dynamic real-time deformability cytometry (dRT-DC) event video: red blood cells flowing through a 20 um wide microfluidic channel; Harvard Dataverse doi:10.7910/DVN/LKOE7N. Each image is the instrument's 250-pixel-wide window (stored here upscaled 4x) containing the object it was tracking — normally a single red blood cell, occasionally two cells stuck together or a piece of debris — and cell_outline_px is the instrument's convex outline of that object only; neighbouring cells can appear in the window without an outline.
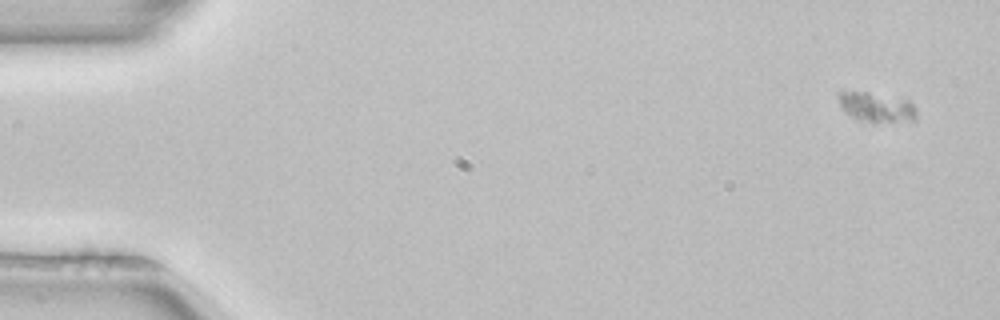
{"species": "common noctule bat (a hibernating species)", "species_latin": "Nyctalus noctula", "temperature_condition": "room temperature", "stored_images_in_passage": 5, "camera_frame_rate_fps": 3000, "um_per_image_px": 0.085, "animal": {"sex": "female", "body_mass_g": 22.7, "forearm_length_mm": 54.2}, "frame": {"image": 1, "passage_image": 1, "time_ms": 0.0, "image_size_px": [1000, 320], "cell_outline_px": [[916, 120], [876, 124], [872, 124], [856, 120], [840, 104], [836, 96], [840, 92], [868, 92], [908, 100], [916, 108]], "centroid_in_image_um": [74.53, 9.15], "position_along_channel_um": 10.5, "area_um2": 13.7}}
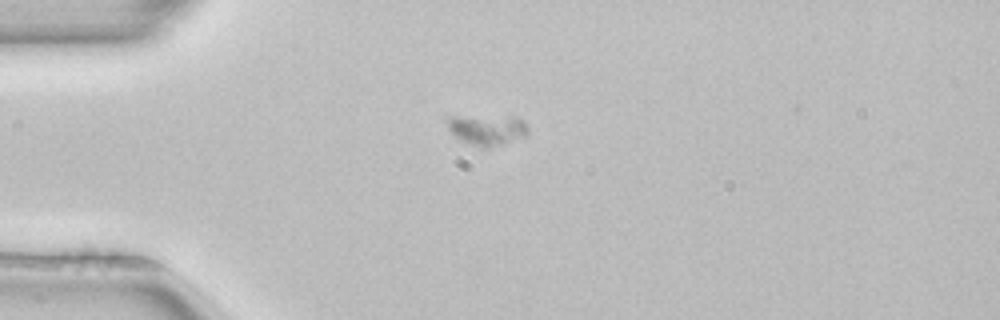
{"frame": {"image": 2, "passage_image": 4, "time_ms": 1.0, "image_size_px": [1000, 320], "cell_outline_px": [[528, 136], [488, 148], [480, 148], [456, 140], [452, 136], [448, 128], [448, 116], [456, 116], [524, 120], [528, 128]], "centroid_in_image_um": [41.34, 11.1], "position_along_channel_um": 43.7, "area_um2": 14.1}}